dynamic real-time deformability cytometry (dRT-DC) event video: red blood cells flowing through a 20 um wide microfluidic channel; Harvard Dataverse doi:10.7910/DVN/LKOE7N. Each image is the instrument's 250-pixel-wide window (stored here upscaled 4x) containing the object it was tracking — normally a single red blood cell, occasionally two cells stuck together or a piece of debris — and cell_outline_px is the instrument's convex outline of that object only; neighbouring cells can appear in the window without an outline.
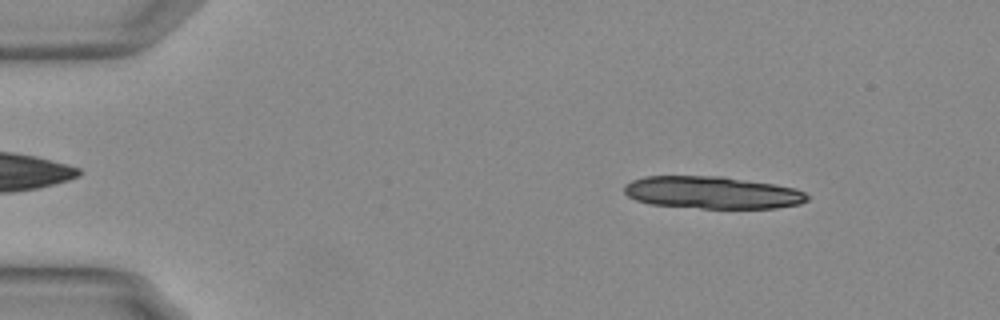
{"species": "Egyptian fruit bat (a non-hibernating species)", "species_latin": "Rousettus aegyptiacus", "temperature_condition": "warm", "stored_images_in_passage": 17, "camera_frame_rate_fps": 3000, "um_per_image_px": 0.085, "animal": {"sex": "female"}, "frame": {"image": 1, "passage_image": 7, "time_ms": 2.0, "image_size_px": [1000, 320], "cell_outline_px": [[808, 200], [800, 204], [776, 208], [700, 208], [652, 204], [636, 200], [628, 196], [624, 192], [624, 184], [632, 180], [644, 176], [724, 176], [796, 188], [804, 192], [808, 196]], "centroid_in_image_um": [60.53, 16.36], "position_along_channel_um": 24.5, "area_um2": 34.51}}